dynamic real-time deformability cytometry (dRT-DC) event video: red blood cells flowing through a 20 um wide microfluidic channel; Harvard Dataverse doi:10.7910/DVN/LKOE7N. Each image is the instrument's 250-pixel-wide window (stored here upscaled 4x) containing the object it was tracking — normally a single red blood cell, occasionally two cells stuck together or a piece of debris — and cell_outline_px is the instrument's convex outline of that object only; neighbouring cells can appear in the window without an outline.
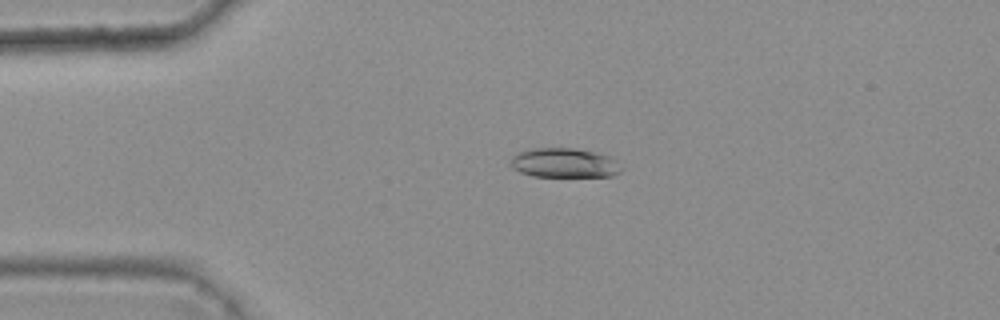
{"species": "common noctule bat (a hibernating species)", "species_latin": "Nyctalus noctula", "temperature_condition": "warm", "stored_images_in_passage": 47, "camera_frame_rate_fps": 3000, "um_per_image_px": 0.085, "animal": {"sex": "female", "body_mass_g": 25.1}, "frame": {"image": 1, "passage_image": 12, "time_ms": 3.667, "image_size_px": [1000, 320], "cell_outline_px": [[624, 168], [620, 172], [612, 176], [532, 176], [520, 172], [512, 168], [508, 164], [512, 156], [516, 152], [532, 148], [576, 148], [596, 152], [612, 156]], "centroid_in_image_um": [47.96, 13.83], "position_along_channel_um": 37.0, "area_um2": 19.42}}
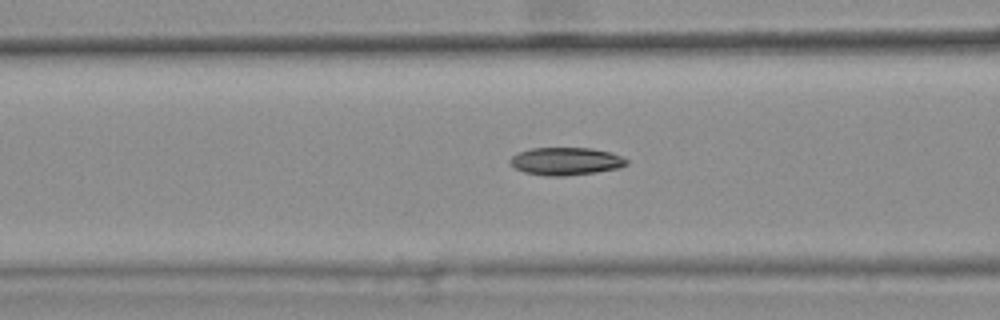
{"frame": {"image": 2, "passage_image": 21, "time_ms": 6.667, "image_size_px": [1000, 320], "cell_outline_px": [[628, 164], [620, 168], [596, 172], [564, 176], [544, 176], [524, 172], [508, 164], [508, 160], [512, 156], [520, 152], [532, 148], [592, 148], [612, 152], [628, 160]], "centroid_in_image_um": [48.1, 13.71], "position_along_channel_um": 118.5, "area_um2": 18.96}}
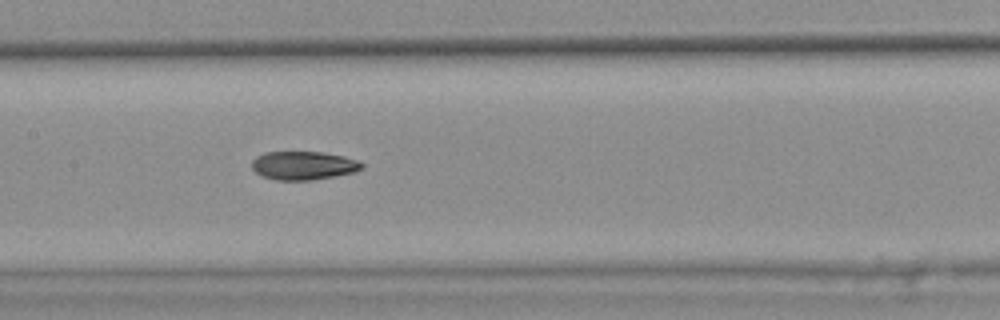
{"frame": {"image": 3, "passage_image": 26, "time_ms": 8.333, "image_size_px": [1000, 320], "cell_outline_px": [[364, 168], [356, 172], [308, 180], [276, 180], [264, 176], [256, 172], [252, 168], [252, 160], [256, 156], [264, 152], [324, 152], [344, 156], [360, 160], [364, 164]], "centroid_in_image_um": [25.83, 14.05], "position_along_channel_um": 181.6, "area_um2": 18.32}, "authors_computed_cell_mechanics": {"area_um2": 19.1318, "velocity_mm_per_s": 3.7866, "shape_relaxation_time_tau1_ms": 9.4482, "shape_relaxation_time_tau2_ms": 3.0719, "deformation_change_tau1": 0.2023, "deformation_change_tau2": 0.0948}}